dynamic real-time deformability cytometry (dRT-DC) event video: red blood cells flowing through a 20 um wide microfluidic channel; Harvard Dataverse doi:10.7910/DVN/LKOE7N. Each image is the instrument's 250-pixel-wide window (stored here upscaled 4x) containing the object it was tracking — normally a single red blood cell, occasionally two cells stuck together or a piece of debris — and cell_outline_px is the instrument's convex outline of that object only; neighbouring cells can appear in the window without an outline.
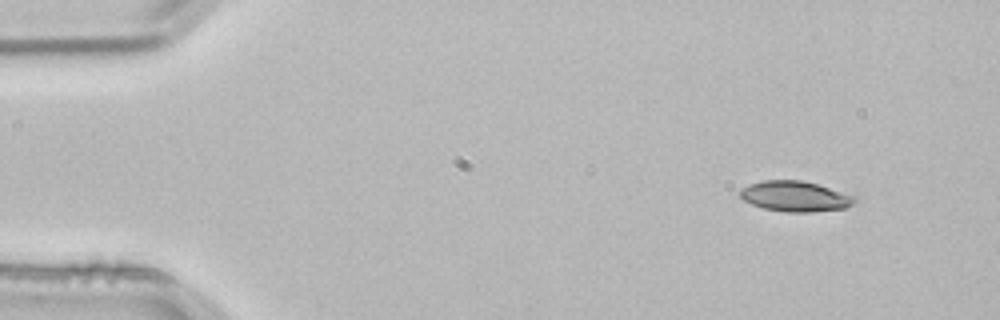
{"species": "common noctule bat (a hibernating species)", "species_latin": "Nyctalus noctula", "temperature_condition": "room temperature", "stored_images_in_passage": 2, "camera_frame_rate_fps": 3000, "um_per_image_px": 0.085, "animal": {"sex": "male", "body_mass_g": 21.5, "forearm_length_mm": 52.0}, "frame": {"image": 1, "passage_image": 1, "time_ms": 0.0, "image_size_px": [1000, 320], "cell_outline_px": [[856, 200], [852, 204], [844, 208], [812, 212], [784, 212], [764, 208], [752, 204], [744, 200], [740, 196], [740, 188], [748, 184], [764, 180], [800, 180], [816, 184], [856, 196]], "centroid_in_image_um": [67.56, 16.69], "position_along_channel_um": 17.4, "area_um2": 20.23}}